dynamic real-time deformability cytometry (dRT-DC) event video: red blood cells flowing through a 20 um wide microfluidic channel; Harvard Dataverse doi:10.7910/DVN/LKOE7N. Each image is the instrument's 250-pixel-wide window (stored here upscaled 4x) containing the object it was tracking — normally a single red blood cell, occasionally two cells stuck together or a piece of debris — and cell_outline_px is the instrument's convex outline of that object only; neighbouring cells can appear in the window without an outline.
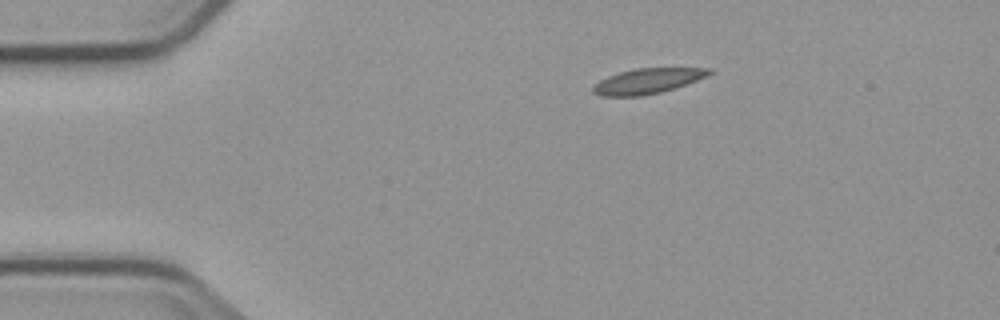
{"species": "common noctule bat (a hibernating species)", "species_latin": "Nyctalus noctula", "temperature_condition": "cold", "stored_images_in_passage": 6, "camera_frame_rate_fps": 3000, "um_per_image_px": 0.085, "animal": {"sex": "male", "body_mass_g": 23.1, "forearm_length_mm": 52.7}, "frame": {"image": 1, "passage_image": 1, "time_ms": 0.0, "image_size_px": [1000, 320], "cell_outline_px": [[716, 72], [708, 76], [676, 88], [660, 92], [640, 96], [600, 96], [592, 92], [592, 88], [600, 80], [608, 76], [620, 72], [636, 68], [712, 68]], "centroid_in_image_um": [55.09, 6.88], "position_along_channel_um": 29.9, "area_um2": 17.17}}
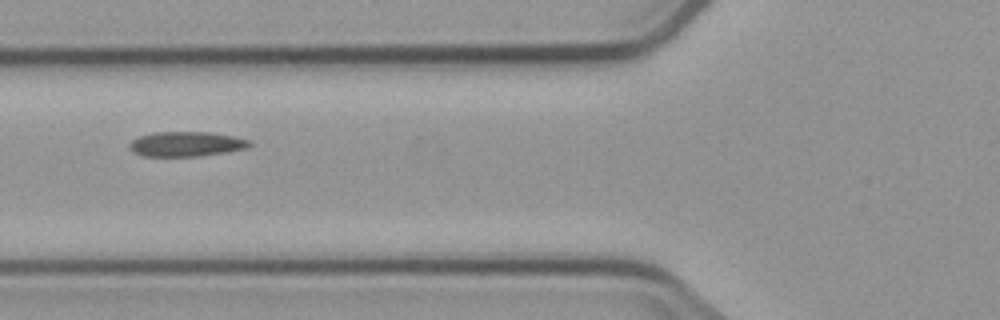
{"frame": {"image": 2, "passage_image": 4, "time_ms": 3.667, "image_size_px": [1000, 320], "cell_outline_px": [[252, 144], [248, 148], [228, 152], [200, 156], [144, 156], [128, 148], [128, 144], [132, 140], [140, 136], [152, 132], [208, 132], [232, 136], [252, 140]], "centroid_in_image_um": [15.86, 12.24], "position_along_channel_um": 109.9, "area_um2": 17.46}}
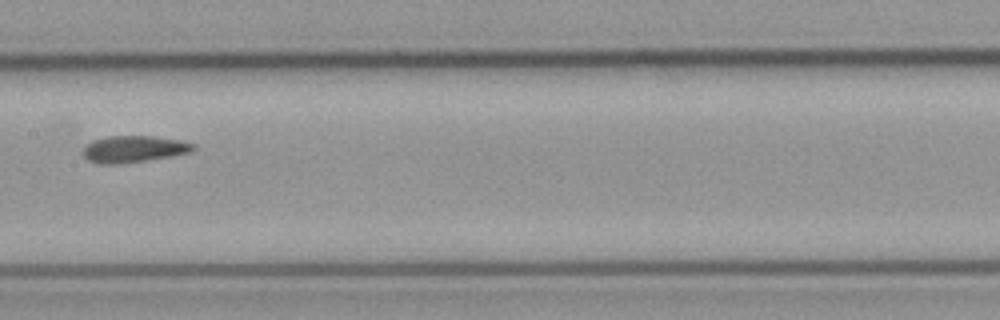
{"frame": {"image": 3, "passage_image": 6, "time_ms": 6.0, "image_size_px": [1000, 320], "cell_outline_px": [[196, 148], [192, 152], [172, 156], [116, 164], [100, 164], [88, 160], [84, 156], [84, 148], [92, 140], [108, 136], [152, 136], [180, 140], [196, 144]], "centroid_in_image_um": [11.4, 12.66], "position_along_channel_um": 196.0, "area_um2": 17.05}}